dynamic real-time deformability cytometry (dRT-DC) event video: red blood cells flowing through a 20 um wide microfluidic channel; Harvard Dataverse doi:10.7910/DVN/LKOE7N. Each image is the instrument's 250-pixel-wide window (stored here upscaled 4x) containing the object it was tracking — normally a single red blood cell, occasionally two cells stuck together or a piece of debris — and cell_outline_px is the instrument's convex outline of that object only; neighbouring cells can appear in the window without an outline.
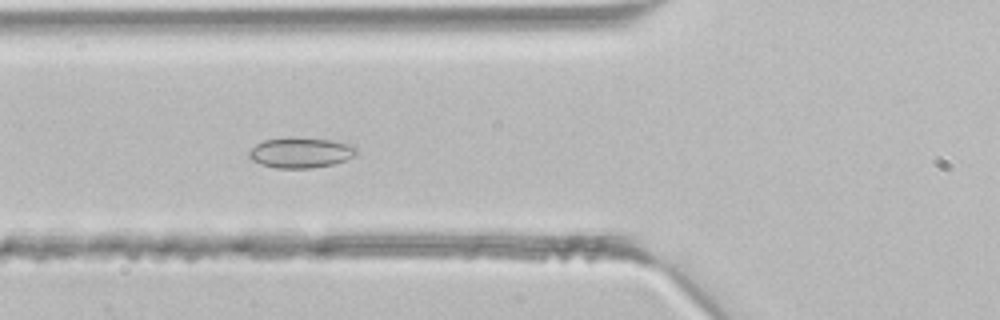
{"species": "common noctule bat (a hibernating species)", "species_latin": "Nyctalus noctula", "temperature_condition": "room temperature", "stored_images_in_passage": 42, "segment_of_instrument_passage": [1, 2], "camera_frame_rate_fps": 3000, "um_per_image_px": 0.085, "animal": {"sex": "male", "body_mass_g": 21.5, "forearm_length_mm": 52.0}, "frame": {"image": 1, "passage_image": 15, "time_ms": 4.667, "image_size_px": [1000, 320], "cell_outline_px": [[356, 152], [352, 156], [344, 160], [332, 164], [312, 168], [276, 168], [260, 164], [252, 160], [248, 156], [248, 152], [256, 144], [264, 140], [288, 136], [300, 136], [332, 140], [356, 144]], "centroid_in_image_um": [25.55, 12.94], "position_along_channel_um": 100.3, "area_um2": 19.42}}
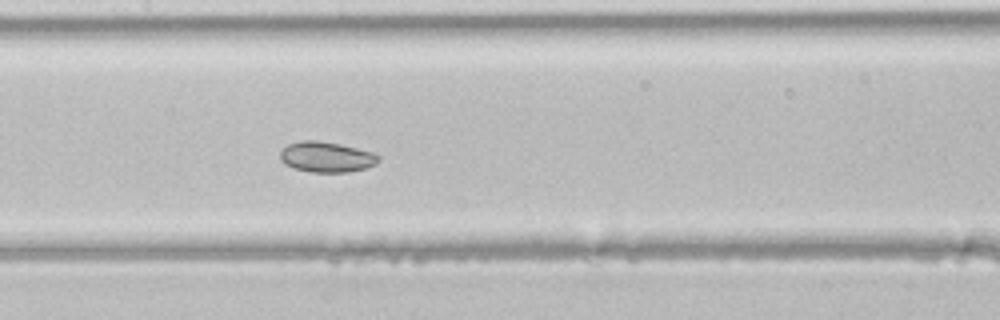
{"frame": {"image": 2, "passage_image": 20, "time_ms": 6.333, "image_size_px": [1000, 320], "cell_outline_px": [[380, 160], [376, 164], [364, 168], [348, 172], [312, 172], [292, 168], [284, 164], [280, 160], [280, 152], [288, 144], [300, 140], [316, 140], [340, 144], [376, 152], [380, 156]], "centroid_in_image_um": [27.76, 13.34], "position_along_channel_um": 179.6, "area_um2": 17.69}}
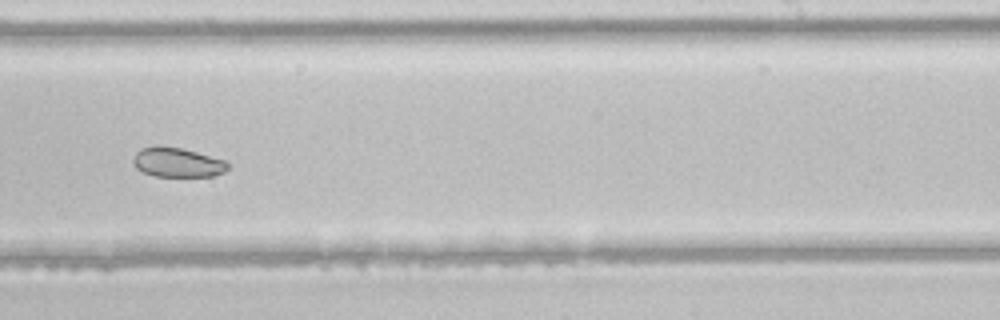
{"frame": {"image": 3, "passage_image": 26, "time_ms": 8.333, "image_size_px": [1000, 320], "cell_outline_px": [[228, 168], [224, 172], [212, 176], [152, 176], [136, 168], [132, 160], [136, 152], [140, 148], [156, 144], [160, 144], [180, 148], [196, 152], [224, 160], [228, 164]], "centroid_in_image_um": [15.02, 13.78], "position_along_channel_um": 274.0, "area_um2": 16.36}}